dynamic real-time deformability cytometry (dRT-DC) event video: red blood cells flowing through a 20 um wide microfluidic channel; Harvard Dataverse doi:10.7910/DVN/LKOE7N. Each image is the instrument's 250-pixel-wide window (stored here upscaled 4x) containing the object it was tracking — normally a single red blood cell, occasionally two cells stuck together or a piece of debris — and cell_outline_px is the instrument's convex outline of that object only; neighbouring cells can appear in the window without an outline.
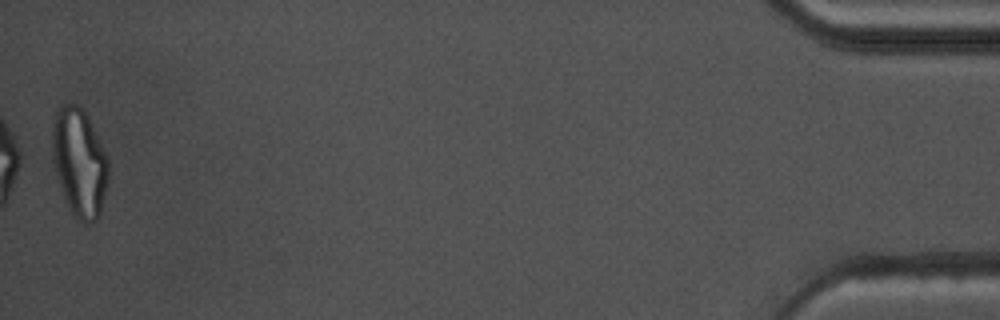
{"species": "common noctule bat (a hibernating species)", "species_latin": "Nyctalus noctula", "temperature_condition": "warm", "stored_images_in_passage": 39, "camera_frame_rate_fps": 3000, "um_per_image_px": 0.085, "animal": {"sex": "male", "body_mass_g": 17.5, "forearm_length_mm": 52.3}, "frame": {"image": 1, "passage_image": 39, "time_ms": 12.667, "image_size_px": [1000, 320], "cell_outline_px": [[108, 180], [100, 212], [96, 220], [88, 224], [84, 224], [72, 216], [64, 196], [52, 160], [52, 124], [56, 108], [64, 104], [80, 104], [88, 116], [108, 156]], "centroid_in_image_um": [6.74, 13.78], "position_along_channel_um": 428.5, "area_um2": 35.78}, "authors_computed_cell_mechanics": {"area_um2": 21.9062, "velocity_mm_per_s": 3.6332, "shape_relaxation_time_tau1_ms": null, "shape_relaxation_time_tau2_ms": 1.9643, "deformation_change_tau1": null, "deformation_change_tau2": 0.1072}}